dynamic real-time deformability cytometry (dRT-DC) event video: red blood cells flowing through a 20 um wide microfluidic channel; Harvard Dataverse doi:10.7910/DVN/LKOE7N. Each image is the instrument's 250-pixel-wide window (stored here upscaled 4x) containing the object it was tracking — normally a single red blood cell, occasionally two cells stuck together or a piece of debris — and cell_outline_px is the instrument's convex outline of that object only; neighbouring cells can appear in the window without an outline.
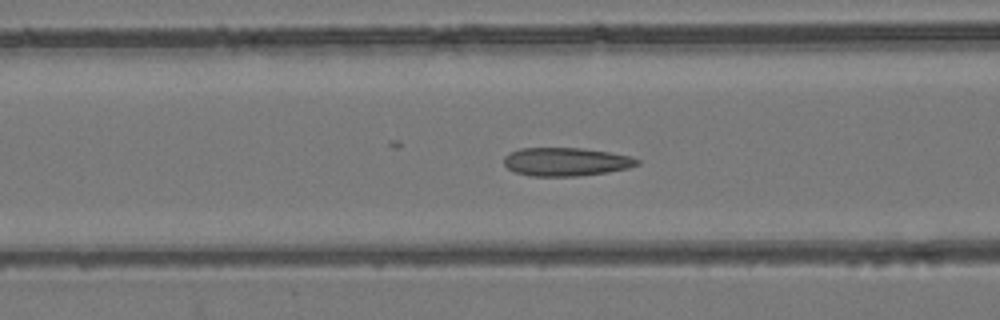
{"species": "common noctule bat (a hibernating species)", "species_latin": "Nyctalus noctula", "temperature_condition": "room temperature", "stored_images_in_passage": 52, "camera_frame_rate_fps": 3000, "um_per_image_px": 0.085, "animal": {"sex": "female", "body_mass_g": 24.6, "forearm_length_mm": 56.2}, "frame": {"image": 1, "passage_image": 19, "time_ms": 6.0, "image_size_px": [1000, 320], "cell_outline_px": [[640, 164], [628, 168], [608, 172], [580, 176], [532, 176], [516, 172], [508, 168], [504, 164], [504, 156], [508, 152], [520, 148], [580, 148], [608, 152], [632, 156], [640, 160]], "centroid_in_image_um": [48.12, 13.75], "position_along_channel_um": 118.5, "area_um2": 22.14}}
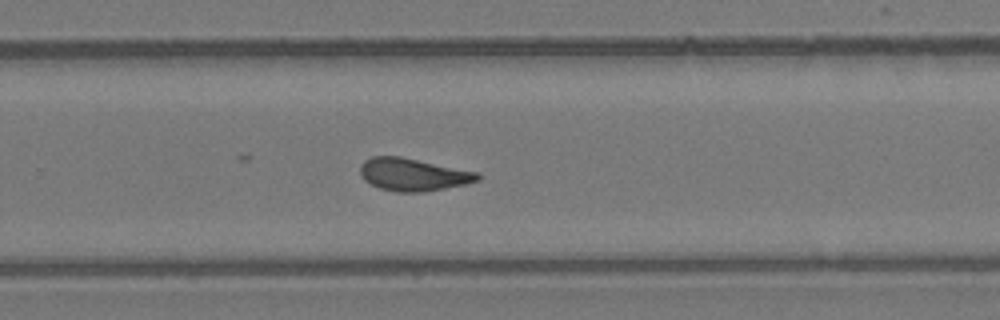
{"frame": {"image": 2, "passage_image": 33, "time_ms": 10.667, "image_size_px": [1000, 320], "cell_outline_px": [[480, 180], [464, 184], [444, 188], [420, 192], [396, 192], [380, 188], [364, 180], [360, 172], [360, 164], [364, 160], [372, 156], [400, 156], [480, 172]], "centroid_in_image_um": [35.11, 14.82], "position_along_channel_um": 294.7, "area_um2": 22.31}}
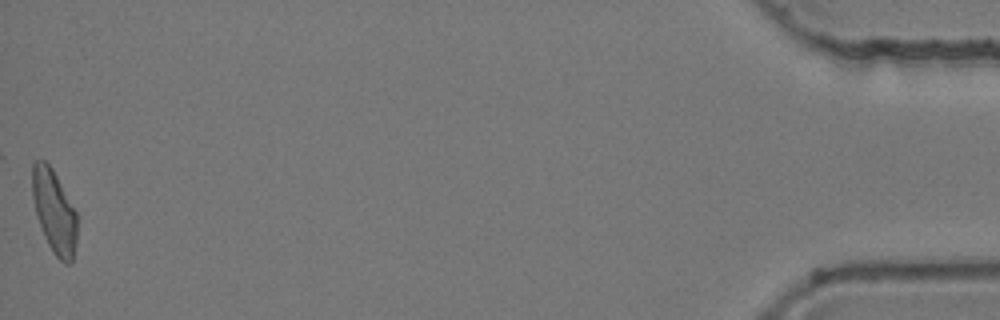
{"frame": {"image": 3, "passage_image": 52, "time_ms": 17.0, "image_size_px": [1000, 320], "cell_outline_px": [[76, 244], [72, 260], [68, 264], [64, 264], [52, 252], [44, 236], [36, 216], [32, 196], [32, 164], [36, 160], [44, 160], [52, 168], [76, 212]], "centroid_in_image_um": [4.58, 17.99], "position_along_channel_um": 430.6, "area_um2": 21.62}, "authors_computed_cell_mechanics": {"area_um2": 22.1374, "velocity_mm_per_s": 3.7769, "shape_relaxation_time_tau1_ms": 10.1447, "shape_relaxation_time_tau2_ms": 1.7042, "deformation_change_tau1": 0.2135, "deformation_change_tau2": 0.0873}}